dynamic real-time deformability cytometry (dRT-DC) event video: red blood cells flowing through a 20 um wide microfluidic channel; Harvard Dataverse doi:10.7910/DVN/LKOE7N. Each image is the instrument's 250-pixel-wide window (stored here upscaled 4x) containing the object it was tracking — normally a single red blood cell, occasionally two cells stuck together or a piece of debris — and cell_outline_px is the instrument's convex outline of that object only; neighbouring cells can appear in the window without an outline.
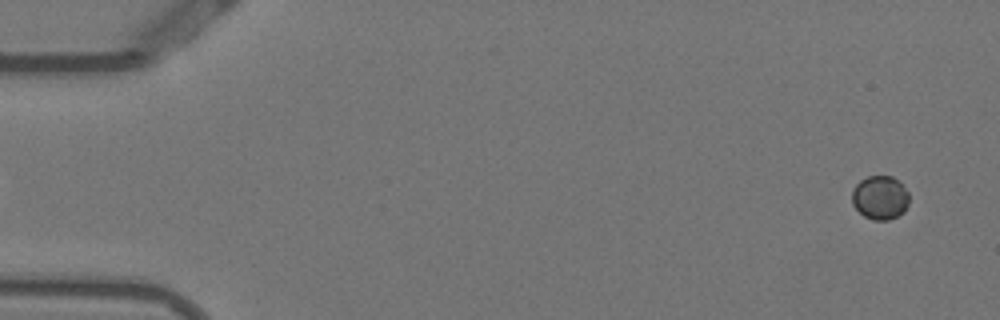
{"species": "Egyptian fruit bat (a non-hibernating species)", "species_latin": "Rousettus aegyptiacus", "temperature_condition": "warm", "stored_images_in_passage": 55, "camera_frame_rate_fps": 3000, "um_per_image_px": 0.085, "animal": {"sex": "female"}, "frame": {"image": 1, "passage_image": 4, "time_ms": 1.0, "image_size_px": [1000, 320], "cell_outline_px": [[908, 204], [904, 212], [888, 220], [872, 220], [864, 216], [852, 204], [852, 192], [856, 184], [860, 180], [868, 176], [892, 176], [908, 192]], "centroid_in_image_um": [74.79, 16.8], "position_along_channel_um": 10.2, "area_um2": 14.45}}
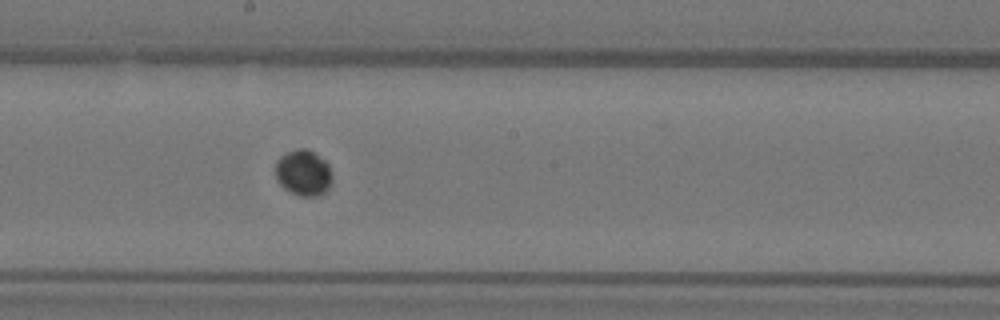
{"frame": {"image": 2, "passage_image": 31, "time_ms": 10.0, "image_size_px": [1000, 320], "cell_outline_px": [[332, 180], [328, 188], [320, 196], [300, 196], [284, 188], [276, 180], [276, 160], [280, 156], [296, 148], [308, 148], [324, 160], [328, 164], [332, 172]], "centroid_in_image_um": [25.79, 14.68], "position_along_channel_um": 222.4, "area_um2": 15.26}}
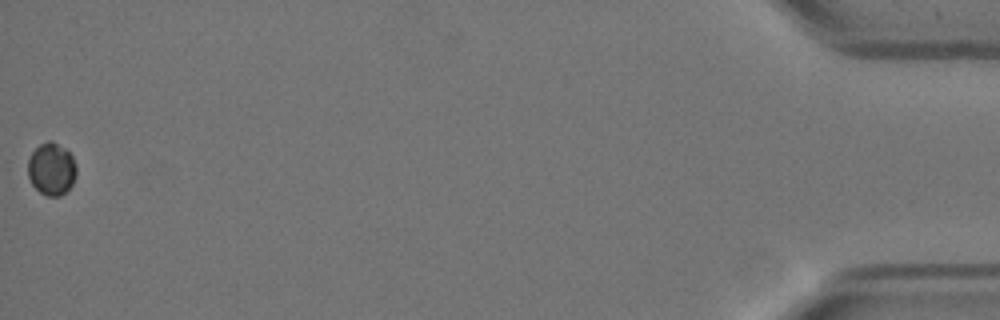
{"frame": {"image": 3, "passage_image": 55, "time_ms": 18.0, "image_size_px": [1000, 320], "cell_outline_px": [[76, 176], [72, 184], [60, 196], [48, 196], [40, 192], [32, 184], [28, 176], [28, 160], [32, 152], [40, 144], [48, 140], [52, 140], [64, 148], [72, 156], [76, 164]], "centroid_in_image_um": [4.38, 14.35], "position_along_channel_um": 430.8, "area_um2": 14.74}}